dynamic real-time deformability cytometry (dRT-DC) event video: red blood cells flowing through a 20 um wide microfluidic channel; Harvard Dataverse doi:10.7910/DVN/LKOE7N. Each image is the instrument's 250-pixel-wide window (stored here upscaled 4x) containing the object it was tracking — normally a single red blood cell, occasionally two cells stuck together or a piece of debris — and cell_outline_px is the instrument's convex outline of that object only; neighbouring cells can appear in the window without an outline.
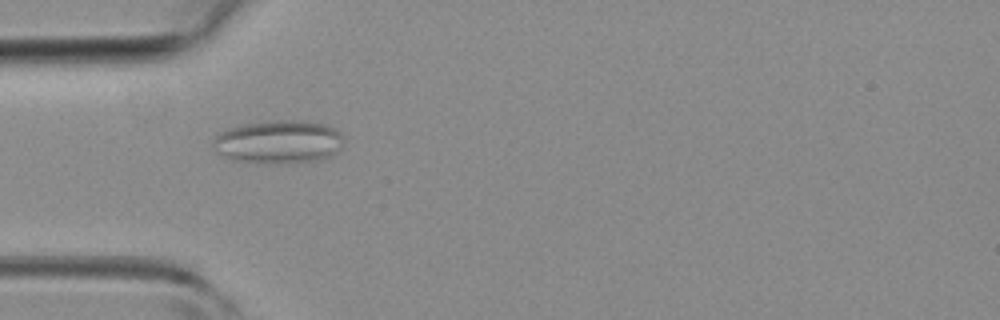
{"species": "common noctule bat (a hibernating species)", "species_latin": "Nyctalus noctula", "temperature_condition": "room temperature", "stored_images_in_passage": 5, "camera_frame_rate_fps": 3000, "um_per_image_px": 0.085, "animal": {"sex": "female", "body_mass_g": 19.3, "forearm_length_mm": 54.1}, "frame": {"image": 1, "passage_image": 3, "time_ms": 3.333, "image_size_px": [1000, 320], "cell_outline_px": [[344, 140], [340, 148], [332, 156], [324, 160], [292, 164], [264, 164], [232, 160], [216, 152], [212, 148], [212, 140], [220, 132], [228, 128], [244, 124], [276, 120], [300, 120], [324, 124], [340, 132], [344, 136]], "centroid_in_image_um": [23.68, 12.09], "position_along_channel_um": 61.3, "area_um2": 33.76}}